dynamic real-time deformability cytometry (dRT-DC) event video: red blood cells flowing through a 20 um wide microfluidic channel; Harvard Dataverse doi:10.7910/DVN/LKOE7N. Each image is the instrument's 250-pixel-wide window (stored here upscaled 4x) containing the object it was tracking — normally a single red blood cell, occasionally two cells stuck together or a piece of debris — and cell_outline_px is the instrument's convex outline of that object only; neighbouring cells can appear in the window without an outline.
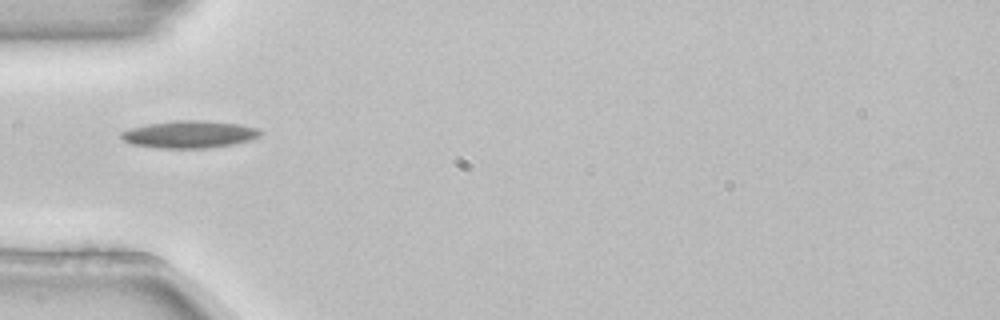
{"species": "common noctule bat (a hibernating species)", "species_latin": "Nyctalus noctula", "temperature_condition": "room temperature", "stored_images_in_passage": 1, "camera_frame_rate_fps": 3000, "um_per_image_px": 0.085, "animal": {"sex": "female", "body_mass_g": 22.7, "forearm_length_mm": 54.2}, "frame": {"image": 1, "passage_image": 1, "time_ms": 0.0, "image_size_px": [1000, 320], "cell_outline_px": [[264, 132], [260, 136], [252, 140], [232, 144], [204, 148], [164, 148], [132, 144], [124, 140], [120, 136], [120, 132], [128, 128], [148, 124], [176, 120], [204, 120], [240, 124], [260, 128]], "centroid_in_image_um": [16.15, 11.4], "position_along_channel_um": 68.9, "area_um2": 22.25}}